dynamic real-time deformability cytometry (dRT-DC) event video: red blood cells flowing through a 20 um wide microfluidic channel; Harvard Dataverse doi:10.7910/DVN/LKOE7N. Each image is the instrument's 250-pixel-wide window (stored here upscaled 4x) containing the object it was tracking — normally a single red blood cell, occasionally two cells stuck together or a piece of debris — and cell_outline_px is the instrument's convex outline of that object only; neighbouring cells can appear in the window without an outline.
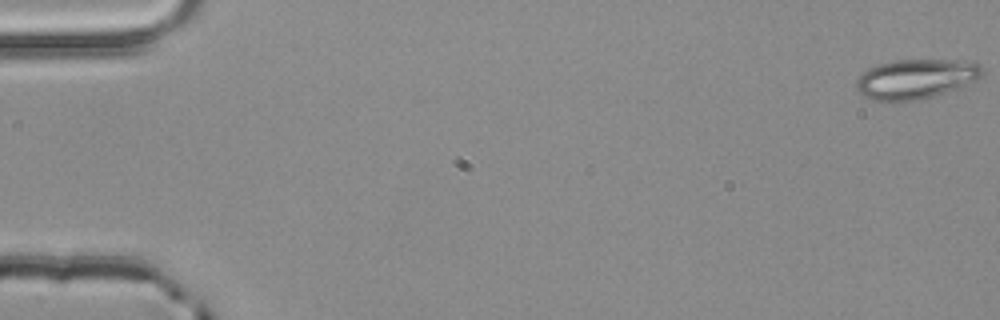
{"species": "common noctule bat (a hibernating species)", "species_latin": "Nyctalus noctula", "temperature_condition": "room temperature", "stored_images_in_passage": 55, "camera_frame_rate_fps": 3000, "um_per_image_px": 0.085, "animal": {"sex": "male", "body_mass_g": 20.4}, "frame": {"image": 1, "passage_image": 1, "time_ms": 0.0, "image_size_px": [1000, 320], "cell_outline_px": [[984, 72], [976, 80], [956, 88], [920, 100], [872, 100], [856, 92], [856, 80], [868, 68], [876, 64], [892, 60], [956, 60], [980, 64], [984, 68]], "centroid_in_image_um": [77.81, 6.69], "position_along_channel_um": 7.2, "area_um2": 28.96}}
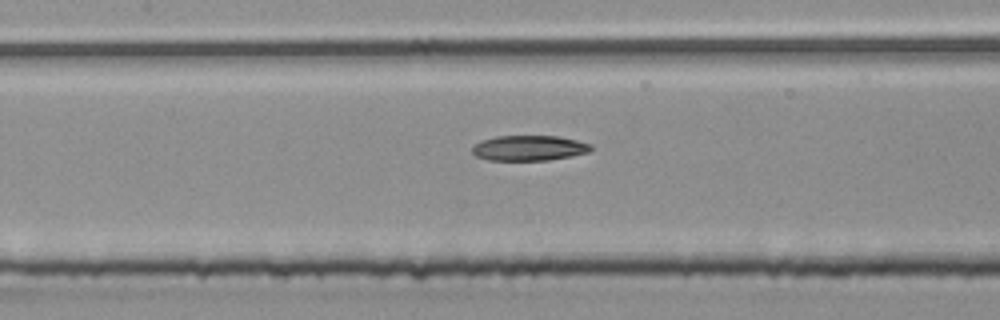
{"frame": {"image": 2, "passage_image": 26, "time_ms": 8.333, "image_size_px": [1000, 320], "cell_outline_px": [[592, 152], [572, 156], [548, 160], [488, 160], [476, 156], [472, 152], [472, 148], [480, 140], [496, 136], [560, 136], [592, 144]], "centroid_in_image_um": [45.0, 12.58], "position_along_channel_um": 162.4, "area_um2": 17.63}}
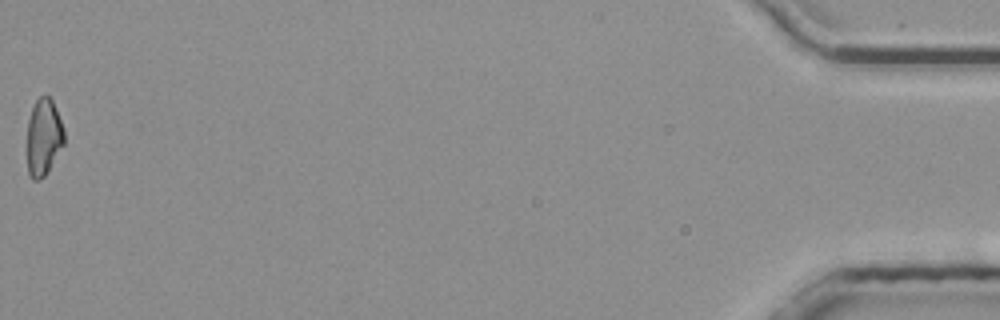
{"frame": {"image": 3, "passage_image": 55, "time_ms": 18.0, "image_size_px": [1000, 320], "cell_outline_px": [[64, 144], [44, 176], [40, 180], [32, 180], [28, 172], [28, 120], [32, 108], [36, 100], [40, 96], [48, 96], [52, 100], [64, 128]], "centroid_in_image_um": [3.71, 11.66], "position_along_channel_um": 431.5, "area_um2": 16.36}}